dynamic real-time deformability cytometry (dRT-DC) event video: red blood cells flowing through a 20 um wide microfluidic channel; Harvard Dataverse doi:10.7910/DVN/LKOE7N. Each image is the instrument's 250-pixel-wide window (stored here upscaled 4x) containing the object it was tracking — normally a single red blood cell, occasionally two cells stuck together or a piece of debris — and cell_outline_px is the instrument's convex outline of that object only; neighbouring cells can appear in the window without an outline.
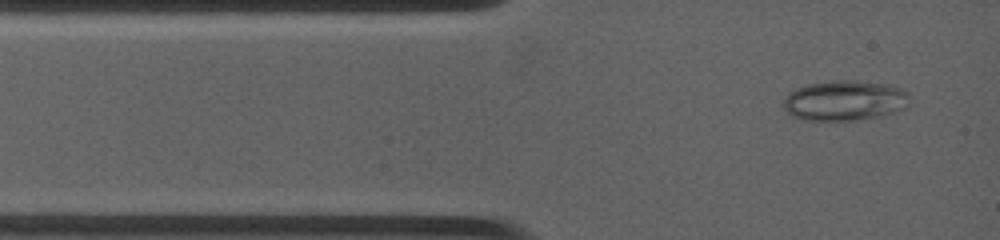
{"species": "common noctule bat (a hibernating species)", "species_latin": "Nyctalus noctula", "temperature_condition": "warm", "stored_images_in_passage": 2, "camera_frame_rate_fps": 4500, "um_per_image_px": 0.085, "animal": {"sex": "female", "body_mass_g": 19.0, "forearm_length_mm": 53.3}, "frame": {"image": 1, "passage_image": 2, "time_ms": 0.444, "image_size_px": [1000, 240], "cell_outline_px": [[908, 96], [892, 112], [864, 120], [804, 120], [792, 116], [784, 108], [784, 100], [792, 92], [808, 84], [876, 84], [896, 88], [904, 92]], "centroid_in_image_um": [71.65, 8.64], "position_along_channel_um": 13.3, "area_um2": 26.88}}